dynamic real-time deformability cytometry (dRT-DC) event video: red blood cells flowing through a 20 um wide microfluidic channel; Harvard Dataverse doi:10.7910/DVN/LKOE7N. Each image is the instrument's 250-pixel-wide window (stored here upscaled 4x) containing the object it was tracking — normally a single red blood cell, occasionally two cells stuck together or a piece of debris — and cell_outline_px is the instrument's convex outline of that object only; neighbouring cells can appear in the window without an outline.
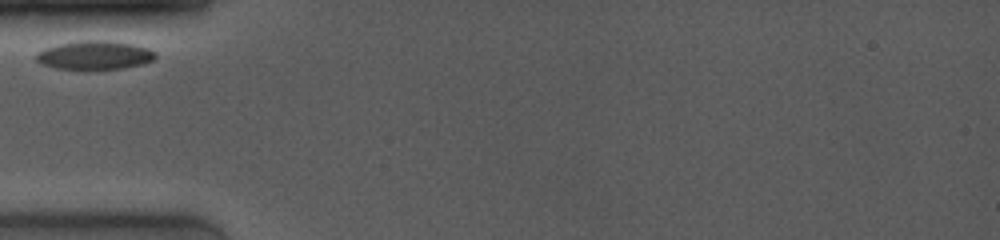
{"species": "common noctule bat (a hibernating species)", "species_latin": "Nyctalus noctula", "temperature_condition": "room temperature", "stored_images_in_passage": 15, "camera_frame_rate_fps": 4000, "um_per_image_px": 0.085, "animal": {"sex": "female", "body_mass_g": 19.0, "forearm_length_mm": 53.3}, "frame": {"image": 1, "passage_image": 1, "time_ms": 0.0, "image_size_px": [1000, 240], "cell_outline_px": [[156, 56], [152, 60], [144, 64], [124, 68], [56, 68], [44, 64], [36, 60], [36, 52], [44, 48], [60, 44], [80, 40], [108, 40], [132, 44], [148, 48], [156, 52]], "centroid_in_image_um": [8.07, 4.67], "position_along_channel_um": 76.9, "area_um2": 19.65}}
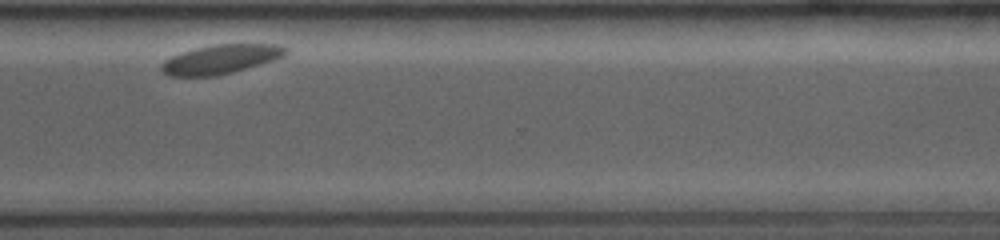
{"frame": {"image": 2, "passage_image": 13, "time_ms": 8.0, "image_size_px": [1000, 240], "cell_outline_px": [[288, 52], [284, 56], [260, 64], [232, 72], [212, 76], [168, 76], [160, 68], [164, 60], [180, 52], [196, 48], [216, 44], [276, 44], [288, 48]], "centroid_in_image_um": [18.75, 5.03], "position_along_channel_um": 351.8, "area_um2": 20.92}}
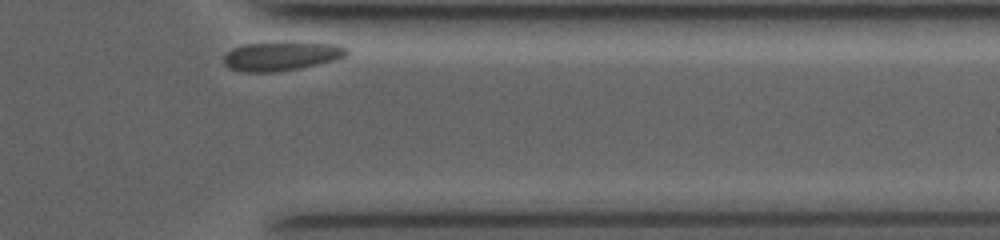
{"frame": {"image": 3, "passage_image": 15, "time_ms": 9.0, "image_size_px": [1000, 240], "cell_outline_px": [[348, 56], [336, 60], [276, 72], [244, 72], [228, 68], [224, 64], [224, 56], [232, 48], [244, 44], [292, 40], [336, 44], [348, 48]], "centroid_in_image_um": [23.95, 4.73], "position_along_channel_um": 387.5, "area_um2": 21.39}}